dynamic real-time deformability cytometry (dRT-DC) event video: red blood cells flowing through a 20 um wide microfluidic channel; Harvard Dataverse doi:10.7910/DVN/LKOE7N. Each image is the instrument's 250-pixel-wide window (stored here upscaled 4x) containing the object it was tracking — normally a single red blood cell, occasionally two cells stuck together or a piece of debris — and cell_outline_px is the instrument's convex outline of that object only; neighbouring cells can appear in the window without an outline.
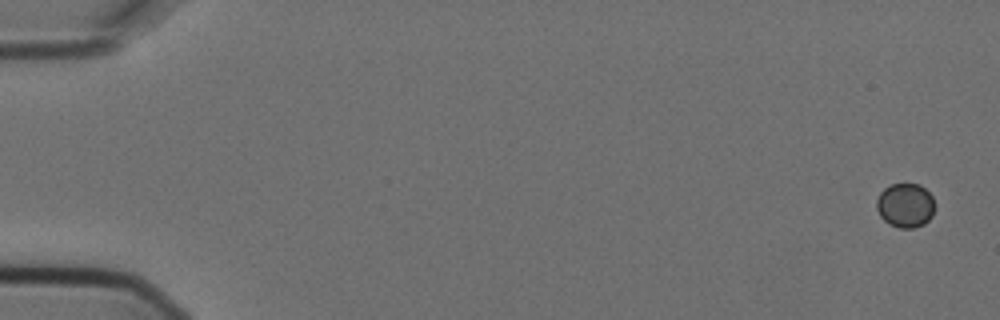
{"species": "Egyptian fruit bat (a non-hibernating species)", "species_latin": "Rousettus aegyptiacus", "temperature_condition": "cold", "stored_images_in_passage": 5, "camera_frame_rate_fps": 3000, "um_per_image_px": 0.085, "animal": {"sex": "female"}, "frame": {"image": 1, "passage_image": 1, "time_ms": 0.0, "image_size_px": [1000, 320], "cell_outline_px": [[932, 216], [924, 224], [912, 228], [900, 228], [888, 224], [880, 216], [876, 208], [876, 200], [880, 192], [884, 188], [892, 184], [920, 184], [932, 196]], "centroid_in_image_um": [76.91, 17.46], "position_along_channel_um": 8.1, "area_um2": 14.91}}
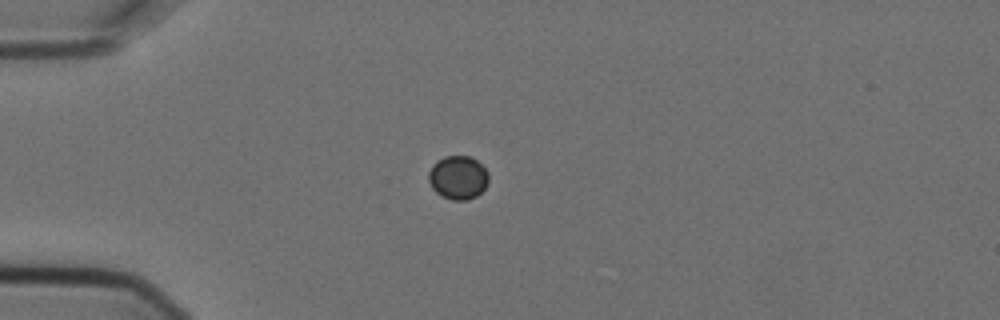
{"frame": {"image": 2, "passage_image": 5, "time_ms": 1.333, "image_size_px": [1000, 320], "cell_outline_px": [[488, 184], [476, 196], [468, 200], [452, 200], [440, 196], [432, 188], [428, 180], [428, 172], [432, 164], [436, 160], [444, 156], [468, 156], [476, 160], [488, 172]], "centroid_in_image_um": [38.9, 15.09], "position_along_channel_um": 46.1, "area_um2": 15.37}}